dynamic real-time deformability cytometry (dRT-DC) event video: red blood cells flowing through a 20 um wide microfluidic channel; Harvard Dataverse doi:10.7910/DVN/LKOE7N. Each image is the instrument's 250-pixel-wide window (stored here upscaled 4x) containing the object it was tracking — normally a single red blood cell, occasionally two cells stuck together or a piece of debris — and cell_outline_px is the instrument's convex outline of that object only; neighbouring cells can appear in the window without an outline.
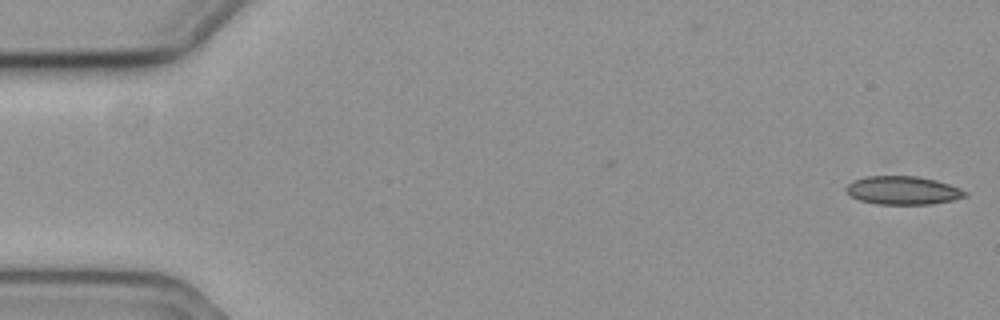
{"species": "common noctule bat (a hibernating species)", "species_latin": "Nyctalus noctula", "temperature_condition": "cold", "stored_images_in_passage": 49, "camera_frame_rate_fps": 3000, "um_per_image_px": 0.085, "animal": {"sex": "female", "body_mass_g": 19.3, "forearm_length_mm": 54.1}, "frame": {"image": 1, "passage_image": 1, "time_ms": 0.0, "image_size_px": [1000, 320], "cell_outline_px": [[968, 196], [952, 200], [932, 204], [876, 204], [860, 200], [852, 196], [844, 188], [852, 180], [868, 176], [916, 176], [936, 180], [960, 188], [968, 192]], "centroid_in_image_um": [76.76, 16.18], "position_along_channel_um": 8.2, "area_um2": 19.65}}
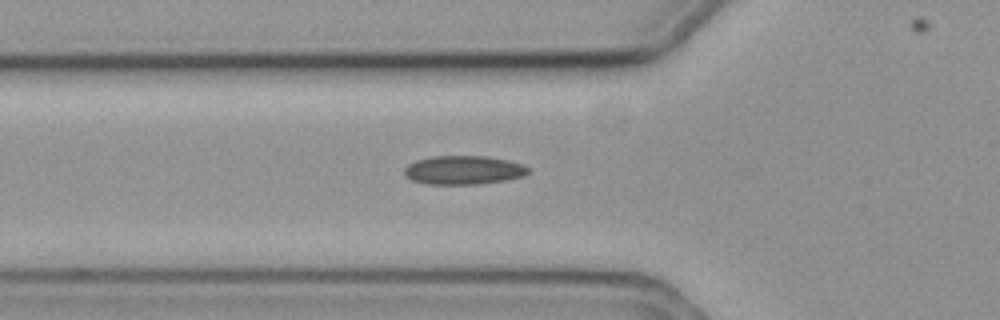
{"frame": {"image": 2, "passage_image": 20, "time_ms": 6.333, "image_size_px": [1000, 320], "cell_outline_px": [[528, 172], [524, 176], [508, 180], [480, 184], [428, 184], [412, 180], [404, 176], [404, 168], [408, 164], [416, 160], [432, 156], [488, 156], [508, 160], [524, 164], [528, 168]], "centroid_in_image_um": [39.4, 14.45], "position_along_channel_um": 86.4, "area_um2": 20.98}}
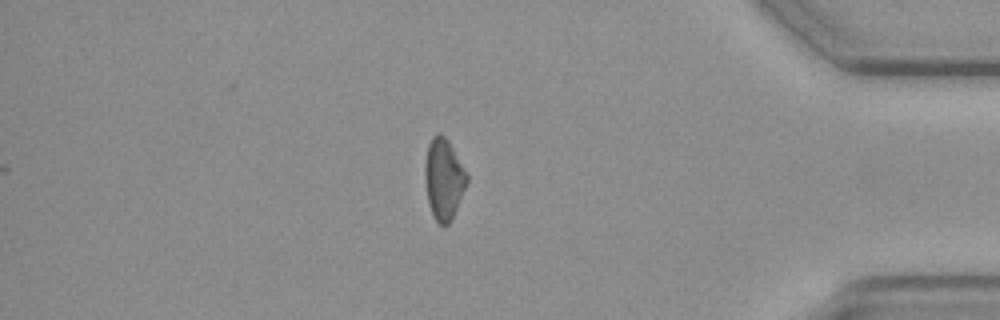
{"frame": {"image": 3, "passage_image": 49, "time_ms": 16.0, "image_size_px": [1000, 320], "cell_outline_px": [[468, 180], [452, 220], [448, 224], [440, 224], [432, 216], [428, 204], [424, 176], [424, 168], [428, 144], [432, 136], [444, 136], [448, 140], [468, 172]], "centroid_in_image_um": [37.72, 15.24], "position_along_channel_um": 397.5, "area_um2": 19.88}, "authors_computed_cell_mechanics": {"area_um2": 19.9988, "velocity_mm_per_s": 3.5898, "shape_relaxation_time_tau1_ms": null, "shape_relaxation_time_tau2_ms": 6.1438, "deformation_change_tau1": null, "deformation_change_tau2": 0.1331}}